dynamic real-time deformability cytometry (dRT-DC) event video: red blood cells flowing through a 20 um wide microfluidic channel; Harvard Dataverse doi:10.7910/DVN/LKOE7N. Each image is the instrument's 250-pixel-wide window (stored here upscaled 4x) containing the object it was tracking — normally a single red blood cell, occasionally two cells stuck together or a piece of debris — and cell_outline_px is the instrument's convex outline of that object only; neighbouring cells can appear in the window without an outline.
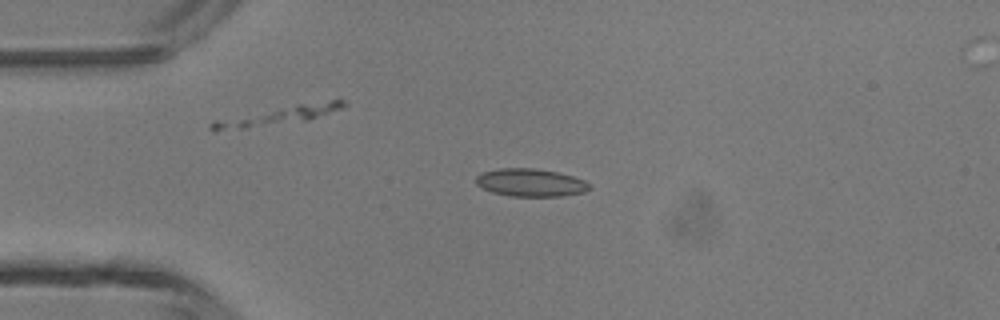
{"species": "common noctule bat (a hibernating species)", "species_latin": "Nyctalus noctula", "temperature_condition": "room temperature", "stored_images_in_passage": 37, "camera_frame_rate_fps": 3000, "um_per_image_px": 0.085, "animal": {"sex": "male", "body_mass_g": 13.3}, "frame": {"image": 1, "passage_image": 1, "time_ms": 0.0, "image_size_px": [1000, 320], "cell_outline_px": [[592, 188], [584, 192], [564, 196], [508, 196], [492, 192], [476, 184], [476, 176], [480, 172], [500, 168], [532, 168], [556, 172], [572, 176], [584, 180]], "centroid_in_image_um": [45.08, 15.52], "position_along_channel_um": 39.9, "area_um2": 18.38}}
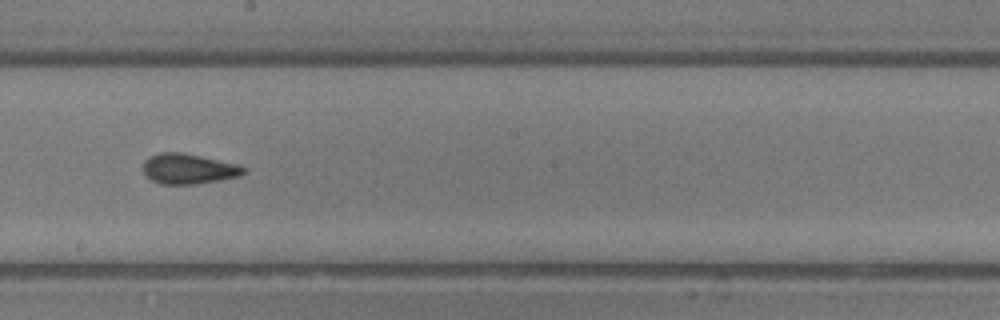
{"frame": {"image": 2, "passage_image": 16, "time_ms": 5.0, "image_size_px": [1000, 320], "cell_outline_px": [[244, 172], [240, 176], [220, 180], [196, 184], [160, 184], [144, 176], [144, 160], [148, 156], [160, 152], [184, 152], [240, 164], [244, 168]], "centroid_in_image_um": [16.01, 14.34], "position_along_channel_um": 232.2, "area_um2": 17.98}}
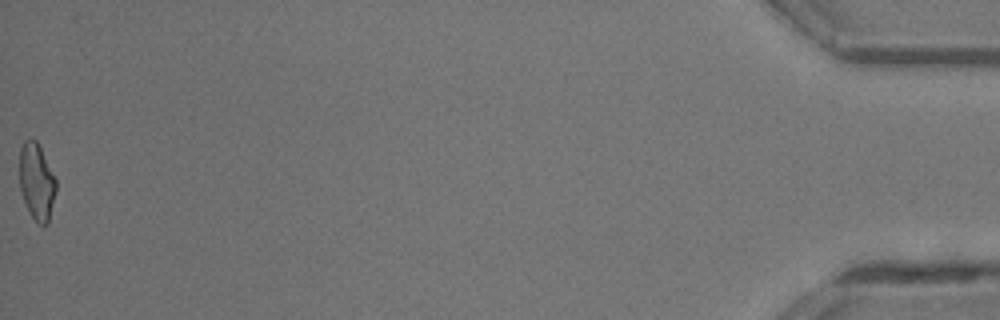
{"frame": {"image": 3, "passage_image": 37, "time_ms": 12.0, "image_size_px": [1000, 320], "cell_outline_px": [[56, 192], [48, 224], [44, 228], [36, 224], [24, 200], [20, 188], [20, 148], [24, 140], [36, 140], [56, 180]], "centroid_in_image_um": [3.13, 15.51], "position_along_channel_um": 432.1, "area_um2": 16.18}, "authors_computed_cell_mechanics": {"area_um2": 17.34, "velocity_mm_per_s": 4.3797, "shape_relaxation_time_tau1_ms": 3.5596, "shape_relaxation_time_tau2_ms": 1.3299, "deformation_change_tau1": 0.1254, "deformation_change_tau2": 0.0792}}